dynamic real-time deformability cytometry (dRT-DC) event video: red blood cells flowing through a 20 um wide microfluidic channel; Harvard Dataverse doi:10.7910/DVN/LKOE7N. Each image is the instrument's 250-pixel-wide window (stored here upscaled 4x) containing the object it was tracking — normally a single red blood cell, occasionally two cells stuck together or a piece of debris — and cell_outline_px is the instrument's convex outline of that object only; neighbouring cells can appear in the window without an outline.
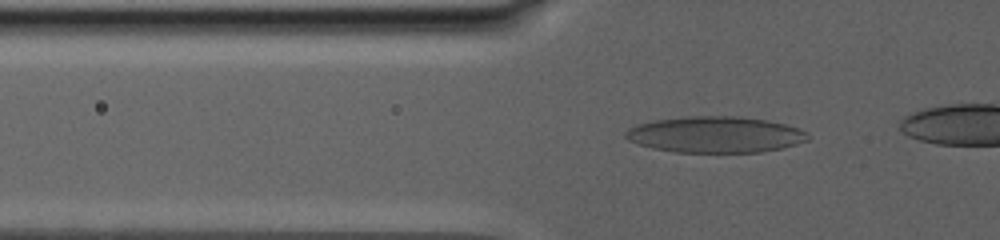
{"species": "human", "species_latin": "Homo sapiens", "temperature_condition": "warm", "stored_images_in_passage": 37, "camera_frame_rate_fps": 3000, "um_per_image_px": 0.085, "donor": {"sex": "male"}, "frame": {"image": 1, "passage_image": 14, "time_ms": 8.0, "image_size_px": [1000, 240], "cell_outline_px": [[812, 136], [808, 140], [796, 144], [780, 148], [760, 152], [676, 152], [652, 148], [628, 140], [624, 136], [624, 132], [628, 128], [640, 124], [656, 120], [684, 116], [736, 116], [768, 120], [784, 124], [808, 132]], "centroid_in_image_um": [60.81, 11.43], "position_along_channel_um": 65.0, "area_um2": 38.38}}
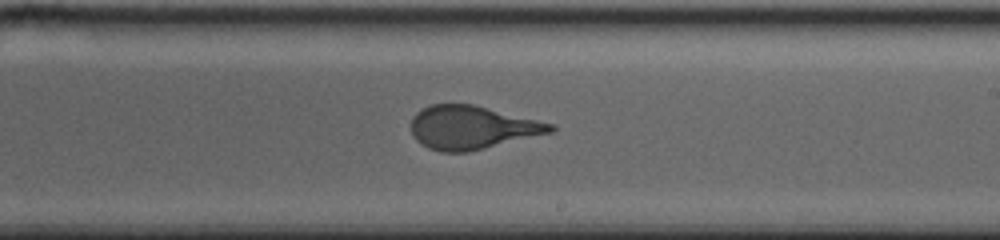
{"frame": {"image": 2, "passage_image": 26, "time_ms": 15.667, "image_size_px": [1000, 240], "cell_outline_px": [[556, 128], [552, 132], [468, 152], [440, 152], [428, 148], [420, 144], [412, 136], [412, 116], [416, 112], [432, 104], [472, 104], [556, 124]], "centroid_in_image_um": [40.11, 10.84], "position_along_channel_um": 248.9, "area_um2": 35.2}}
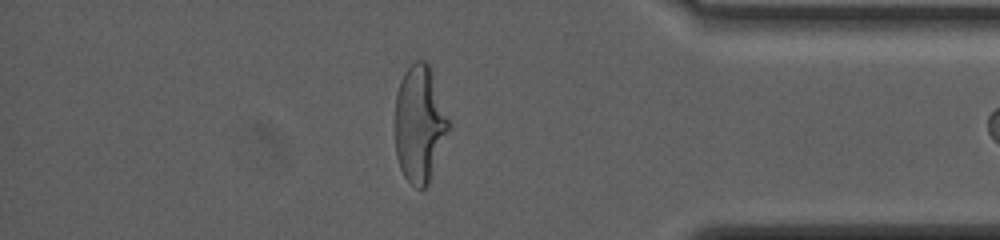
{"frame": {"image": 3, "passage_image": 36, "time_ms": 22.333, "image_size_px": [1000, 240], "cell_outline_px": [[452, 124], [428, 184], [424, 188], [416, 188], [404, 176], [400, 168], [396, 156], [396, 92], [400, 80], [404, 72], [416, 60], [424, 60], [428, 64]], "centroid_in_image_um": [35.68, 10.54], "position_along_channel_um": 399.5, "area_um2": 36.41}}